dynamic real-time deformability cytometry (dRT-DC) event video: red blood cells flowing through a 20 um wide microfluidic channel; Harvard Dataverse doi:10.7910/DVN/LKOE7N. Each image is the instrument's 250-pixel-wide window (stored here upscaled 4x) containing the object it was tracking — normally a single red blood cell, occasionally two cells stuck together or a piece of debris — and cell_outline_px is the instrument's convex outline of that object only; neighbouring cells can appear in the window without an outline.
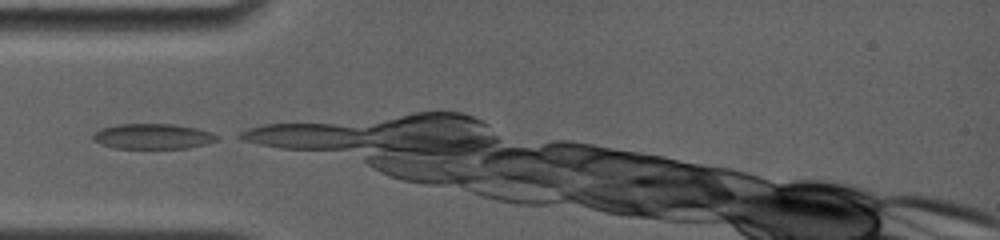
{"species": "common noctule bat (a hibernating species)", "species_latin": "Nyctalus noctula", "temperature_condition": "room temperature", "stored_images_in_passage": 19, "camera_frame_rate_fps": 4000, "um_per_image_px": 0.085, "animal": {"sex": "female", "body_mass_g": 19.0, "forearm_length_mm": 56.7}, "frame": {"image": 1, "passage_image": 1, "time_ms": 0.0, "image_size_px": [1000, 240], "cell_outline_px": [[220, 136], [216, 140], [204, 144], [188, 148], [116, 148], [100, 144], [92, 140], [92, 132], [100, 128], [116, 124], [176, 124], [196, 128], [212, 132]], "centroid_in_image_um": [12.94, 11.58], "position_along_channel_um": 72.1, "area_um2": 18.44}}